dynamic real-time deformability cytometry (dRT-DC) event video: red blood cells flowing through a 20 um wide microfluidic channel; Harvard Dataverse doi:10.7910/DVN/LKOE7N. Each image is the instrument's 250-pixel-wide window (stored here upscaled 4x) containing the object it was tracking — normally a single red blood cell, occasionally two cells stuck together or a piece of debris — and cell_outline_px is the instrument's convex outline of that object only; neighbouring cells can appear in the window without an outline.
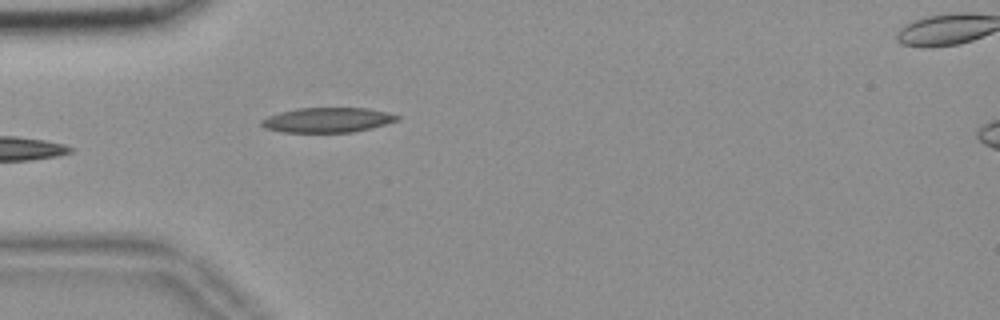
{"species": "common noctule bat (a hibernating species)", "species_latin": "Nyctalus noctula", "temperature_condition": "room temperature", "stored_images_in_passage": 20, "camera_frame_rate_fps": 3000, "um_per_image_px": 0.085, "animal": {"sex": "female", "body_mass_g": 18.4}, "frame": {"image": 1, "passage_image": 1, "time_ms": 0.0, "image_size_px": [1000, 320], "cell_outline_px": [[400, 120], [372, 128], [352, 132], [284, 132], [264, 128], [260, 124], [260, 120], [268, 116], [280, 112], [296, 108], [368, 108], [400, 116]], "centroid_in_image_um": [27.82, 10.2], "position_along_channel_um": 57.2, "area_um2": 19.65}}
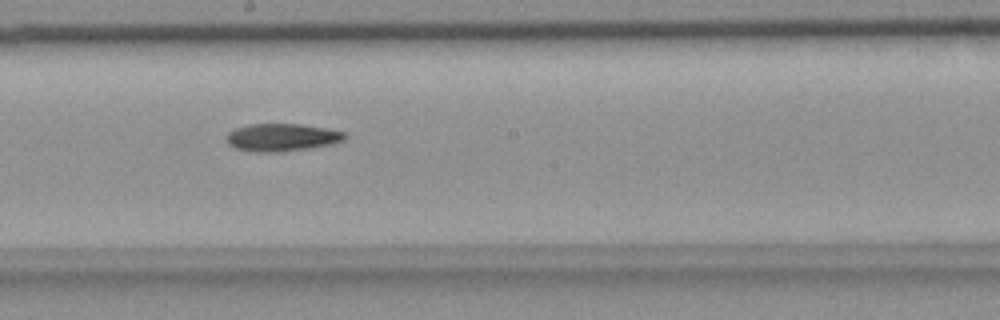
{"frame": {"image": 2, "passage_image": 15, "time_ms": 4.667, "image_size_px": [1000, 320], "cell_outline_px": [[348, 136], [344, 140], [332, 144], [308, 148], [280, 152], [252, 152], [236, 148], [228, 144], [228, 132], [236, 128], [248, 124], [300, 124], [328, 128], [344, 132]], "centroid_in_image_um": [23.99, 11.67], "position_along_channel_um": 224.2, "area_um2": 19.07}}